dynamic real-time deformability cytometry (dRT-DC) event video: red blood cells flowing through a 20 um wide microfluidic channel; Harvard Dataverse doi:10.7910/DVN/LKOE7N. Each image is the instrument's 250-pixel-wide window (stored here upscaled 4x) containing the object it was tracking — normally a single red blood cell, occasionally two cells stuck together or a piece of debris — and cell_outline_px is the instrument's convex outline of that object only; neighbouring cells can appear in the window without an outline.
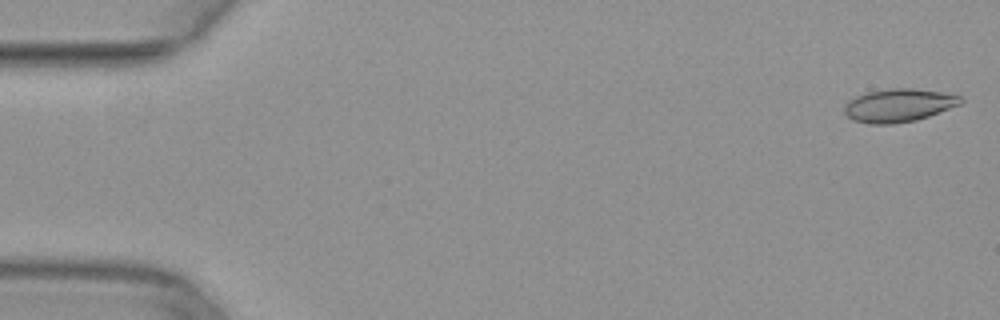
{"species": "common noctule bat (a hibernating species)", "species_latin": "Nyctalus noctula", "temperature_condition": "warm", "stored_images_in_passage": 50, "camera_frame_rate_fps": 3000, "um_per_image_px": 0.085, "animal": {"sex": "female", "body_mass_g": 29.2, "forearm_length_mm": 56.3}, "frame": {"image": 1, "passage_image": 1, "time_ms": 0.0, "image_size_px": [1000, 320], "cell_outline_px": [[964, 100], [960, 104], [928, 116], [916, 120], [892, 124], [868, 124], [852, 120], [844, 112], [844, 104], [848, 100], [856, 96], [868, 92], [892, 88], [912, 88], [940, 92], [960, 96]], "centroid_in_image_um": [76.34, 8.96], "position_along_channel_um": 8.7, "area_um2": 22.37}}
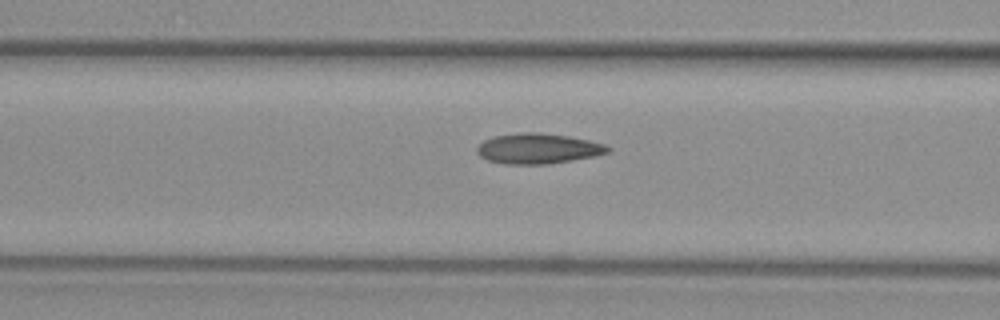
{"frame": {"image": 2, "passage_image": 20, "time_ms": 6.333, "image_size_px": [1000, 320], "cell_outline_px": [[612, 148], [608, 152], [596, 156], [548, 164], [504, 164], [488, 160], [480, 156], [476, 152], [476, 148], [484, 140], [492, 136], [520, 132], [540, 132], [568, 136], [588, 140], [604, 144]], "centroid_in_image_um": [45.72, 12.62], "position_along_channel_um": 120.9, "area_um2": 23.24}}
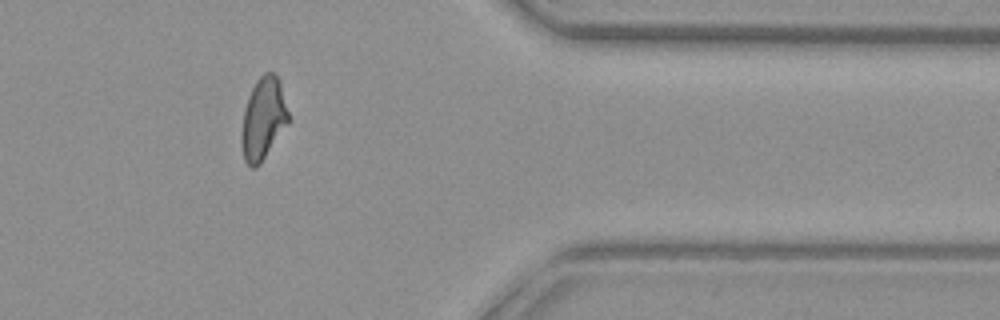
{"frame": {"image": 3, "passage_image": 41, "time_ms": 13.333, "image_size_px": [1000, 320], "cell_outline_px": [[292, 120], [260, 164], [256, 168], [252, 168], [244, 160], [240, 140], [240, 136], [244, 108], [248, 96], [256, 80], [264, 72], [276, 72], [280, 80]], "centroid_in_image_um": [22.41, 10.07], "position_along_channel_um": 389.0, "area_um2": 23.24}}